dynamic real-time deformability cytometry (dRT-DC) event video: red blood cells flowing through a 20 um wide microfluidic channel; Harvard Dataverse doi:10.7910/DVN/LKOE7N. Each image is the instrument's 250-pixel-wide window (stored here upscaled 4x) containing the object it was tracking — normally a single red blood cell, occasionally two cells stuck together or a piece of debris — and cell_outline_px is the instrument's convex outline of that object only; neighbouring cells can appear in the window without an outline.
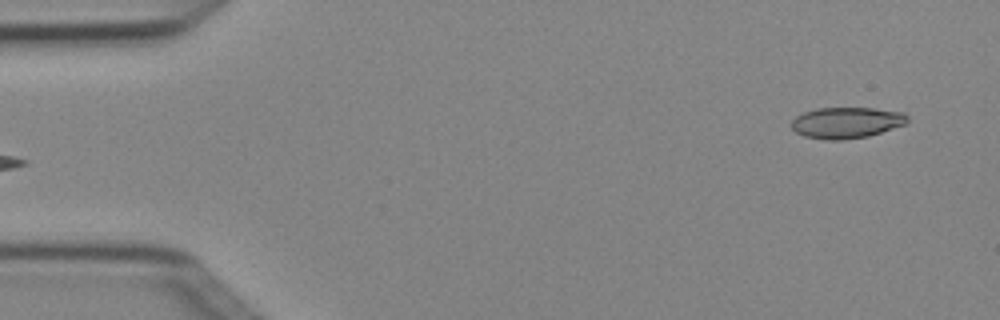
{"species": "Egyptian fruit bat (a non-hibernating species)", "species_latin": "Rousettus aegyptiacus", "temperature_condition": "cold", "stored_images_in_passage": 5, "segment_of_instrument_passage": [2, 2], "camera_frame_rate_fps": 3000, "um_per_image_px": 0.085, "animal": {"sex": "female"}, "frame": {"image": 1, "passage_image": 5, "time_ms": 1.333, "image_size_px": [1000, 320], "cell_outline_px": [[908, 124], [868, 136], [840, 140], [824, 140], [804, 136], [796, 132], [792, 128], [792, 120], [796, 116], [804, 112], [816, 108], [876, 108], [904, 112], [908, 116]], "centroid_in_image_um": [71.98, 10.42], "position_along_channel_um": 13.0, "area_um2": 21.21}}